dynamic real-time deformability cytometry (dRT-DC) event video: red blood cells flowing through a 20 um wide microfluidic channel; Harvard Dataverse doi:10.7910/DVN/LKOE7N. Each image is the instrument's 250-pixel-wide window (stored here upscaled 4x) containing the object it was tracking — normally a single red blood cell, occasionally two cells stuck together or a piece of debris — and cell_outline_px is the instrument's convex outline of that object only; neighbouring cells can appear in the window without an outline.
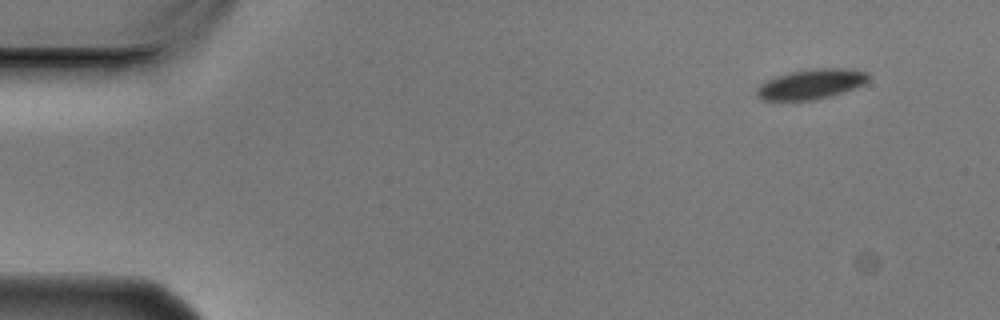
{"species": "Egyptian fruit bat (a non-hibernating species)", "species_latin": "Rousettus aegyptiacus", "temperature_condition": "cold", "stored_images_in_passage": 4, "camera_frame_rate_fps": 3000, "um_per_image_px": 0.085, "animal": {"sex": "male"}, "frame": {"image": 1, "passage_image": 1, "time_ms": 0.0, "image_size_px": [1000, 320], "cell_outline_px": [[868, 80], [864, 84], [856, 88], [816, 100], [764, 100], [756, 96], [756, 88], [760, 84], [776, 76], [788, 72], [816, 68], [844, 68], [868, 72]], "centroid_in_image_um": [68.94, 7.15], "position_along_channel_um": 16.1, "area_um2": 19.54}}
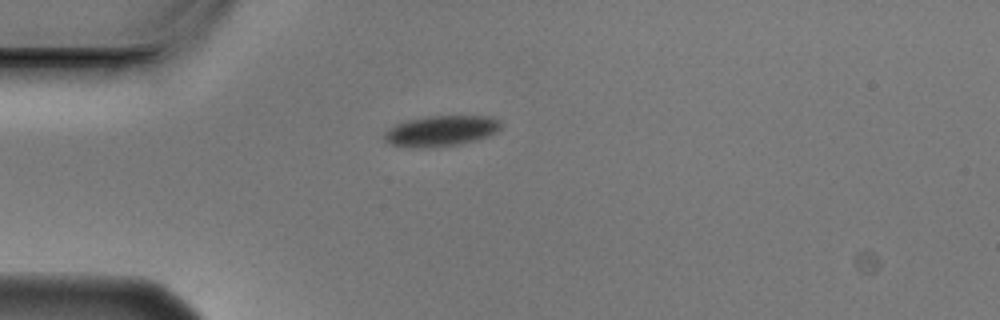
{"frame": {"image": 2, "passage_image": 4, "time_ms": 1.0, "image_size_px": [1000, 320], "cell_outline_px": [[500, 128], [496, 132], [488, 136], [476, 140], [460, 144], [424, 148], [412, 148], [392, 144], [384, 140], [384, 132], [396, 124], [408, 120], [424, 116], [492, 116], [500, 120]], "centroid_in_image_um": [37.49, 11.12], "position_along_channel_um": 47.5, "area_um2": 20.87}}